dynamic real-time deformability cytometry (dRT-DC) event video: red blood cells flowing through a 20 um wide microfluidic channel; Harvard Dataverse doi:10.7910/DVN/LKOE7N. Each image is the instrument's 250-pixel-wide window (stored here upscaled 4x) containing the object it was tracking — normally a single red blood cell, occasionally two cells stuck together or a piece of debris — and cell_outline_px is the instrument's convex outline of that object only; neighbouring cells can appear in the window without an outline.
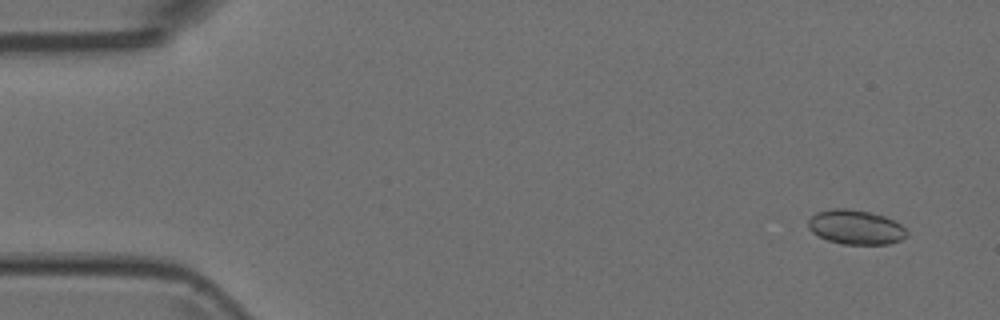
{"species": "Egyptian fruit bat (a non-hibernating species)", "species_latin": "Rousettus aegyptiacus", "temperature_condition": "room temperature", "stored_images_in_passage": 4, "camera_frame_rate_fps": 3000, "um_per_image_px": 0.085, "animal": {"sex": "female"}, "frame": {"image": 1, "passage_image": 2, "time_ms": 0.333, "image_size_px": [1000, 320], "cell_outline_px": [[908, 236], [900, 240], [888, 244], [840, 244], [828, 240], [812, 232], [808, 228], [808, 220], [816, 212], [832, 208], [848, 208], [868, 212], [884, 216], [900, 224], [908, 232]], "centroid_in_image_um": [72.72, 19.31], "position_along_channel_um": 12.3, "area_um2": 19.77}}